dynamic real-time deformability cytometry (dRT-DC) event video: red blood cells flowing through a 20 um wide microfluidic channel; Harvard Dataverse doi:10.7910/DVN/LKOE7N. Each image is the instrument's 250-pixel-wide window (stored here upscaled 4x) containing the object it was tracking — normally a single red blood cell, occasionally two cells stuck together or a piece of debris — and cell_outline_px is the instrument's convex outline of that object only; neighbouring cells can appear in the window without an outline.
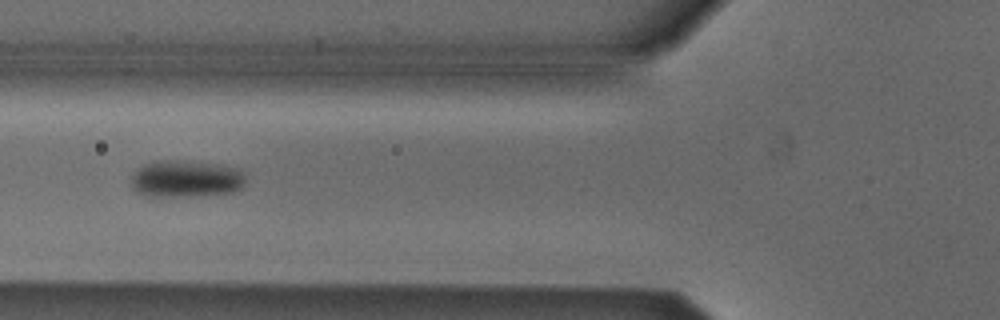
{"species": "Egyptian fruit bat (a non-hibernating species)", "species_latin": "Rousettus aegyptiacus", "temperature_condition": "cold", "stored_images_in_passage": 6, "camera_frame_rate_fps": 3000, "um_per_image_px": 0.085, "animal": {"sex": "male"}, "frame": {"image": 1, "passage_image": 6, "time_ms": 5.667, "image_size_px": [1000, 320], "cell_outline_px": [[244, 188], [232, 192], [188, 196], [148, 196], [136, 192], [132, 188], [132, 176], [144, 164], [156, 160], [176, 160], [216, 164], [240, 168], [244, 172]], "centroid_in_image_um": [15.83, 15.19], "position_along_channel_um": 110.0, "area_um2": 24.68}}